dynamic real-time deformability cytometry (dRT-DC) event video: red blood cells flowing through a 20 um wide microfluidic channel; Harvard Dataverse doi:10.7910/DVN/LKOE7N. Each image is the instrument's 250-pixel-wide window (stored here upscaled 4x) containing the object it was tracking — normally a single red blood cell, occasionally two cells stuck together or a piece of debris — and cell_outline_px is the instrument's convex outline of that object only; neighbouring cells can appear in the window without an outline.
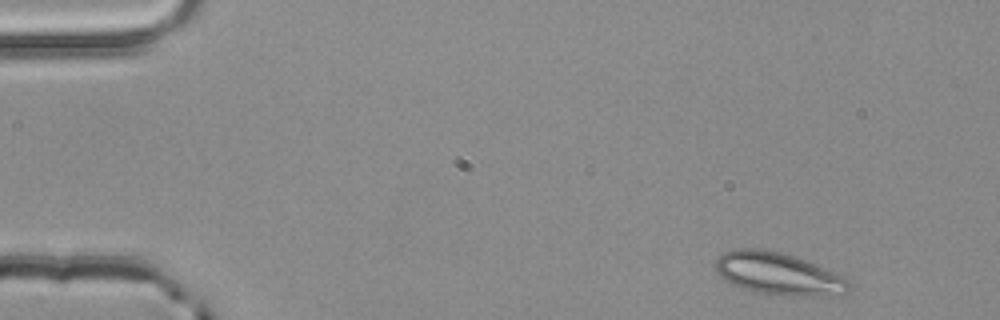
{"species": "common noctule bat (a hibernating species)", "species_latin": "Nyctalus noctula", "temperature_condition": "room temperature", "stored_images_in_passage": 3, "camera_frame_rate_fps": 3000, "um_per_image_px": 0.085, "animal": {"sex": "male", "body_mass_g": 20.4}, "frame": {"image": 1, "passage_image": 1, "time_ms": 0.0, "image_size_px": [1000, 320], "cell_outline_px": [[848, 292], [844, 296], [768, 296], [732, 284], [724, 280], [716, 272], [716, 260], [724, 252], [732, 248], [760, 248], [780, 252], [816, 264], [844, 276], [848, 280]], "centroid_in_image_um": [66.17, 23.29], "position_along_channel_um": 18.8, "area_um2": 33.41}}